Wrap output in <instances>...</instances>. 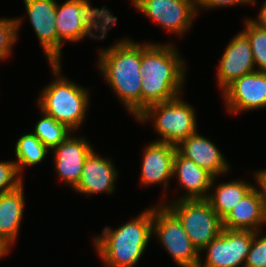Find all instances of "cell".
I'll return each instance as SVG.
<instances>
[{"mask_svg": "<svg viewBox=\"0 0 266 267\" xmlns=\"http://www.w3.org/2000/svg\"><path fill=\"white\" fill-rule=\"evenodd\" d=\"M260 9L257 19H253V21L259 26L266 28V0L263 2Z\"/></svg>", "mask_w": 266, "mask_h": 267, "instance_id": "f546056e", "label": "cell"}, {"mask_svg": "<svg viewBox=\"0 0 266 267\" xmlns=\"http://www.w3.org/2000/svg\"><path fill=\"white\" fill-rule=\"evenodd\" d=\"M181 222L194 247L203 249L222 231V219L205 200H175L165 205Z\"/></svg>", "mask_w": 266, "mask_h": 267, "instance_id": "52a82bcc", "label": "cell"}, {"mask_svg": "<svg viewBox=\"0 0 266 267\" xmlns=\"http://www.w3.org/2000/svg\"><path fill=\"white\" fill-rule=\"evenodd\" d=\"M117 20L105 6L102 9L93 8L88 0H66L62 5L57 3V62H61L63 41L78 42L87 35L105 39ZM93 30L101 34L98 36Z\"/></svg>", "mask_w": 266, "mask_h": 267, "instance_id": "277c9868", "label": "cell"}, {"mask_svg": "<svg viewBox=\"0 0 266 267\" xmlns=\"http://www.w3.org/2000/svg\"><path fill=\"white\" fill-rule=\"evenodd\" d=\"M176 151L199 167L206 169L214 177L230 170L229 163L216 145L197 132L181 140L176 145Z\"/></svg>", "mask_w": 266, "mask_h": 267, "instance_id": "e0dca14e", "label": "cell"}, {"mask_svg": "<svg viewBox=\"0 0 266 267\" xmlns=\"http://www.w3.org/2000/svg\"><path fill=\"white\" fill-rule=\"evenodd\" d=\"M133 6L166 31L184 36L198 14L193 0H131Z\"/></svg>", "mask_w": 266, "mask_h": 267, "instance_id": "30bf717a", "label": "cell"}, {"mask_svg": "<svg viewBox=\"0 0 266 267\" xmlns=\"http://www.w3.org/2000/svg\"><path fill=\"white\" fill-rule=\"evenodd\" d=\"M259 232H254L244 267H266V235L260 236Z\"/></svg>", "mask_w": 266, "mask_h": 267, "instance_id": "4316f807", "label": "cell"}, {"mask_svg": "<svg viewBox=\"0 0 266 267\" xmlns=\"http://www.w3.org/2000/svg\"><path fill=\"white\" fill-rule=\"evenodd\" d=\"M117 173L111 159L100 157L92 150L86 157L80 181L74 190L86 195L110 194L115 190Z\"/></svg>", "mask_w": 266, "mask_h": 267, "instance_id": "2e32d148", "label": "cell"}, {"mask_svg": "<svg viewBox=\"0 0 266 267\" xmlns=\"http://www.w3.org/2000/svg\"><path fill=\"white\" fill-rule=\"evenodd\" d=\"M251 45L241 31L228 43L217 66V81L223 91L234 80L256 71Z\"/></svg>", "mask_w": 266, "mask_h": 267, "instance_id": "7c38bea8", "label": "cell"}, {"mask_svg": "<svg viewBox=\"0 0 266 267\" xmlns=\"http://www.w3.org/2000/svg\"><path fill=\"white\" fill-rule=\"evenodd\" d=\"M11 250V247L0 238V258L5 257L8 252Z\"/></svg>", "mask_w": 266, "mask_h": 267, "instance_id": "4dcf8cb0", "label": "cell"}, {"mask_svg": "<svg viewBox=\"0 0 266 267\" xmlns=\"http://www.w3.org/2000/svg\"><path fill=\"white\" fill-rule=\"evenodd\" d=\"M98 68L126 110L141 113V43L120 40L99 53Z\"/></svg>", "mask_w": 266, "mask_h": 267, "instance_id": "7a4b0ae2", "label": "cell"}, {"mask_svg": "<svg viewBox=\"0 0 266 267\" xmlns=\"http://www.w3.org/2000/svg\"><path fill=\"white\" fill-rule=\"evenodd\" d=\"M254 187L255 185L243 180L230 181L229 183L223 182L214 188L215 193H209L206 200L223 220Z\"/></svg>", "mask_w": 266, "mask_h": 267, "instance_id": "44dd1931", "label": "cell"}, {"mask_svg": "<svg viewBox=\"0 0 266 267\" xmlns=\"http://www.w3.org/2000/svg\"><path fill=\"white\" fill-rule=\"evenodd\" d=\"M175 175L181 187L186 190V194L177 200H205L208 191L215 185L216 177L177 151L173 161V177Z\"/></svg>", "mask_w": 266, "mask_h": 267, "instance_id": "ac0fdd59", "label": "cell"}, {"mask_svg": "<svg viewBox=\"0 0 266 267\" xmlns=\"http://www.w3.org/2000/svg\"><path fill=\"white\" fill-rule=\"evenodd\" d=\"M153 207L112 230L105 226L94 245L106 267H133L143 255L152 236Z\"/></svg>", "mask_w": 266, "mask_h": 267, "instance_id": "3957f363", "label": "cell"}, {"mask_svg": "<svg viewBox=\"0 0 266 267\" xmlns=\"http://www.w3.org/2000/svg\"><path fill=\"white\" fill-rule=\"evenodd\" d=\"M256 183L260 186V191L264 201V207L266 210V169L259 170L254 173Z\"/></svg>", "mask_w": 266, "mask_h": 267, "instance_id": "f1b7e54d", "label": "cell"}, {"mask_svg": "<svg viewBox=\"0 0 266 267\" xmlns=\"http://www.w3.org/2000/svg\"><path fill=\"white\" fill-rule=\"evenodd\" d=\"M42 118L36 123L33 134L50 150L61 144L73 132L44 111Z\"/></svg>", "mask_w": 266, "mask_h": 267, "instance_id": "603a6c76", "label": "cell"}, {"mask_svg": "<svg viewBox=\"0 0 266 267\" xmlns=\"http://www.w3.org/2000/svg\"><path fill=\"white\" fill-rule=\"evenodd\" d=\"M16 163L19 174L25 166L40 163L47 156L49 149L33 134L21 136L15 145Z\"/></svg>", "mask_w": 266, "mask_h": 267, "instance_id": "7402d4cb", "label": "cell"}, {"mask_svg": "<svg viewBox=\"0 0 266 267\" xmlns=\"http://www.w3.org/2000/svg\"><path fill=\"white\" fill-rule=\"evenodd\" d=\"M253 236L254 231L251 230L223 228L203 249L202 252L206 250V259L202 261L203 258H200L198 267H239L242 264L244 267Z\"/></svg>", "mask_w": 266, "mask_h": 267, "instance_id": "9c48e42d", "label": "cell"}, {"mask_svg": "<svg viewBox=\"0 0 266 267\" xmlns=\"http://www.w3.org/2000/svg\"><path fill=\"white\" fill-rule=\"evenodd\" d=\"M28 19L49 63L57 62V29L55 0H24Z\"/></svg>", "mask_w": 266, "mask_h": 267, "instance_id": "4fadbf2b", "label": "cell"}, {"mask_svg": "<svg viewBox=\"0 0 266 267\" xmlns=\"http://www.w3.org/2000/svg\"><path fill=\"white\" fill-rule=\"evenodd\" d=\"M153 119L155 131L161 136L156 141L177 145L197 132L196 113L181 97L147 107L136 119L139 122Z\"/></svg>", "mask_w": 266, "mask_h": 267, "instance_id": "8992f818", "label": "cell"}, {"mask_svg": "<svg viewBox=\"0 0 266 267\" xmlns=\"http://www.w3.org/2000/svg\"><path fill=\"white\" fill-rule=\"evenodd\" d=\"M227 112L257 110L266 107V72L254 71L234 80L223 91Z\"/></svg>", "mask_w": 266, "mask_h": 267, "instance_id": "8fae6325", "label": "cell"}, {"mask_svg": "<svg viewBox=\"0 0 266 267\" xmlns=\"http://www.w3.org/2000/svg\"><path fill=\"white\" fill-rule=\"evenodd\" d=\"M23 184L0 195V238L10 247L16 243L24 210Z\"/></svg>", "mask_w": 266, "mask_h": 267, "instance_id": "ffe728a7", "label": "cell"}, {"mask_svg": "<svg viewBox=\"0 0 266 267\" xmlns=\"http://www.w3.org/2000/svg\"><path fill=\"white\" fill-rule=\"evenodd\" d=\"M163 204L153 207L152 234L157 236L178 266L198 267L201 254L192 244L178 218L165 206L166 203Z\"/></svg>", "mask_w": 266, "mask_h": 267, "instance_id": "ba28073f", "label": "cell"}, {"mask_svg": "<svg viewBox=\"0 0 266 267\" xmlns=\"http://www.w3.org/2000/svg\"><path fill=\"white\" fill-rule=\"evenodd\" d=\"M14 161L0 162V195L13 191L23 184Z\"/></svg>", "mask_w": 266, "mask_h": 267, "instance_id": "484cf974", "label": "cell"}, {"mask_svg": "<svg viewBox=\"0 0 266 267\" xmlns=\"http://www.w3.org/2000/svg\"><path fill=\"white\" fill-rule=\"evenodd\" d=\"M196 11L199 8L215 9L217 7H227L240 4H255L256 0H193Z\"/></svg>", "mask_w": 266, "mask_h": 267, "instance_id": "83f0119b", "label": "cell"}, {"mask_svg": "<svg viewBox=\"0 0 266 267\" xmlns=\"http://www.w3.org/2000/svg\"><path fill=\"white\" fill-rule=\"evenodd\" d=\"M243 33L249 39L257 71L266 72V28L259 26L253 19H246Z\"/></svg>", "mask_w": 266, "mask_h": 267, "instance_id": "cb8c5ba5", "label": "cell"}, {"mask_svg": "<svg viewBox=\"0 0 266 267\" xmlns=\"http://www.w3.org/2000/svg\"><path fill=\"white\" fill-rule=\"evenodd\" d=\"M61 63H50L55 79L40 93V110L76 131L86 118L89 92L81 85L61 76ZM69 80V81H68Z\"/></svg>", "mask_w": 266, "mask_h": 267, "instance_id": "5b68a950", "label": "cell"}, {"mask_svg": "<svg viewBox=\"0 0 266 267\" xmlns=\"http://www.w3.org/2000/svg\"><path fill=\"white\" fill-rule=\"evenodd\" d=\"M263 224H266V210L258 187H254L222 220L223 228L229 230L261 232Z\"/></svg>", "mask_w": 266, "mask_h": 267, "instance_id": "d6986e66", "label": "cell"}, {"mask_svg": "<svg viewBox=\"0 0 266 267\" xmlns=\"http://www.w3.org/2000/svg\"><path fill=\"white\" fill-rule=\"evenodd\" d=\"M176 153V145L154 141L144 149L141 167L142 185L162 184L164 191L169 186L173 177V161Z\"/></svg>", "mask_w": 266, "mask_h": 267, "instance_id": "9a60e30c", "label": "cell"}, {"mask_svg": "<svg viewBox=\"0 0 266 267\" xmlns=\"http://www.w3.org/2000/svg\"><path fill=\"white\" fill-rule=\"evenodd\" d=\"M22 18H0V61L9 57L18 39Z\"/></svg>", "mask_w": 266, "mask_h": 267, "instance_id": "d4e9b609", "label": "cell"}, {"mask_svg": "<svg viewBox=\"0 0 266 267\" xmlns=\"http://www.w3.org/2000/svg\"><path fill=\"white\" fill-rule=\"evenodd\" d=\"M179 55L171 43H141V113L150 105L173 100L182 93L186 65Z\"/></svg>", "mask_w": 266, "mask_h": 267, "instance_id": "6da1fadb", "label": "cell"}, {"mask_svg": "<svg viewBox=\"0 0 266 267\" xmlns=\"http://www.w3.org/2000/svg\"><path fill=\"white\" fill-rule=\"evenodd\" d=\"M92 150L93 147L85 137L78 138L71 134L52 150L55 171L66 185H70L73 189L77 186L86 157Z\"/></svg>", "mask_w": 266, "mask_h": 267, "instance_id": "5bb4252c", "label": "cell"}]
</instances>
